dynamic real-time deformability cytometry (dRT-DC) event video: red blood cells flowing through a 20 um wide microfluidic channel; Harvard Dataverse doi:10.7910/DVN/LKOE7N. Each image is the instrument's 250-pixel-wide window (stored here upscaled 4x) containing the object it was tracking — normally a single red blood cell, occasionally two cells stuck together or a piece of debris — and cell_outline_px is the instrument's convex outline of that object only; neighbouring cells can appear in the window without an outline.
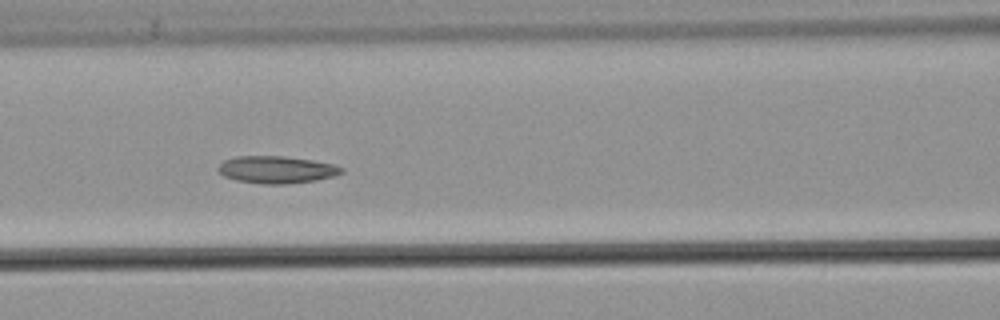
{"species": "common noctule bat (a hibernating species)", "species_latin": "Nyctalus noctula", "temperature_condition": "warm", "stored_images_in_passage": 54, "camera_frame_rate_fps": 3000, "um_per_image_px": 0.085, "animal": {"sex": "male", "body_mass_g": 21.5, "forearm_length_mm": 52.0}, "frame": {"image": 1, "passage_image": 24, "time_ms": 7.667, "image_size_px": [1000, 320], "cell_outline_px": [[344, 172], [336, 176], [316, 180], [284, 184], [264, 184], [236, 180], [224, 176], [216, 168], [224, 160], [236, 156], [284, 156], [312, 160], [332, 164], [344, 168]], "centroid_in_image_um": [23.52, 14.42], "position_along_channel_um": 143.1, "area_um2": 19.59}, "authors_computed_cell_mechanics": {"area_um2": 19.4786, "velocity_mm_per_s": 3.8106, "shape_relaxation_time_tau1_ms": null, "shape_relaxation_time_tau2_ms": 4.7317, "deformation_change_tau1": null, "deformation_change_tau2": 0.102}}